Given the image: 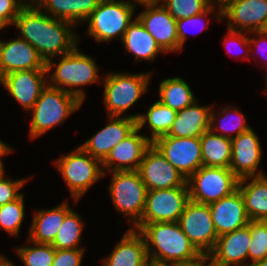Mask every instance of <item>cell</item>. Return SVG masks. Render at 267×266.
<instances>
[{"label":"cell","instance_id":"cell-1","mask_svg":"<svg viewBox=\"0 0 267 266\" xmlns=\"http://www.w3.org/2000/svg\"><path fill=\"white\" fill-rule=\"evenodd\" d=\"M38 6H25L13 25L20 30L21 39L26 40L47 63L55 55L71 52L77 44V34L72 32L74 24L46 15Z\"/></svg>","mask_w":267,"mask_h":266},{"label":"cell","instance_id":"cell-2","mask_svg":"<svg viewBox=\"0 0 267 266\" xmlns=\"http://www.w3.org/2000/svg\"><path fill=\"white\" fill-rule=\"evenodd\" d=\"M139 232L145 239L149 258L186 266L204 257L184 234L179 222L145 224Z\"/></svg>","mask_w":267,"mask_h":266},{"label":"cell","instance_id":"cell-3","mask_svg":"<svg viewBox=\"0 0 267 266\" xmlns=\"http://www.w3.org/2000/svg\"><path fill=\"white\" fill-rule=\"evenodd\" d=\"M60 58L62 59L58 64L52 62V60L46 63L47 73L56 66L50 77V81L53 83L48 85L66 91L83 102L85 93L78 86L89 85L99 79L98 67L94 59L79 52L77 46L71 52L60 56Z\"/></svg>","mask_w":267,"mask_h":266},{"label":"cell","instance_id":"cell-4","mask_svg":"<svg viewBox=\"0 0 267 266\" xmlns=\"http://www.w3.org/2000/svg\"><path fill=\"white\" fill-rule=\"evenodd\" d=\"M81 104L82 101L76 96L47 84L30 110L33 112L30 137H39L59 125L76 112Z\"/></svg>","mask_w":267,"mask_h":266},{"label":"cell","instance_id":"cell-5","mask_svg":"<svg viewBox=\"0 0 267 266\" xmlns=\"http://www.w3.org/2000/svg\"><path fill=\"white\" fill-rule=\"evenodd\" d=\"M136 5L129 0H101L97 8L86 19V34L97 42H110L114 37L123 38L128 25L132 22Z\"/></svg>","mask_w":267,"mask_h":266},{"label":"cell","instance_id":"cell-6","mask_svg":"<svg viewBox=\"0 0 267 266\" xmlns=\"http://www.w3.org/2000/svg\"><path fill=\"white\" fill-rule=\"evenodd\" d=\"M57 168L75 201L105 175L102 162L88 154L81 146L56 160Z\"/></svg>","mask_w":267,"mask_h":266},{"label":"cell","instance_id":"cell-7","mask_svg":"<svg viewBox=\"0 0 267 266\" xmlns=\"http://www.w3.org/2000/svg\"><path fill=\"white\" fill-rule=\"evenodd\" d=\"M147 187L138 170L112 171L109 192L117 211L128 216L135 226L143 215Z\"/></svg>","mask_w":267,"mask_h":266},{"label":"cell","instance_id":"cell-8","mask_svg":"<svg viewBox=\"0 0 267 266\" xmlns=\"http://www.w3.org/2000/svg\"><path fill=\"white\" fill-rule=\"evenodd\" d=\"M238 181L229 168L201 166L186 183L190 200L210 204L234 192Z\"/></svg>","mask_w":267,"mask_h":266},{"label":"cell","instance_id":"cell-9","mask_svg":"<svg viewBox=\"0 0 267 266\" xmlns=\"http://www.w3.org/2000/svg\"><path fill=\"white\" fill-rule=\"evenodd\" d=\"M151 73L108 74L103 80L108 116H121L147 91Z\"/></svg>","mask_w":267,"mask_h":266},{"label":"cell","instance_id":"cell-10","mask_svg":"<svg viewBox=\"0 0 267 266\" xmlns=\"http://www.w3.org/2000/svg\"><path fill=\"white\" fill-rule=\"evenodd\" d=\"M189 198L188 187L147 191L141 220L132 229L139 231L145 224L178 222Z\"/></svg>","mask_w":267,"mask_h":266},{"label":"cell","instance_id":"cell-11","mask_svg":"<svg viewBox=\"0 0 267 266\" xmlns=\"http://www.w3.org/2000/svg\"><path fill=\"white\" fill-rule=\"evenodd\" d=\"M178 222L195 248L207 257L218 238L209 205L189 200Z\"/></svg>","mask_w":267,"mask_h":266},{"label":"cell","instance_id":"cell-12","mask_svg":"<svg viewBox=\"0 0 267 266\" xmlns=\"http://www.w3.org/2000/svg\"><path fill=\"white\" fill-rule=\"evenodd\" d=\"M152 145L187 180L202 166L200 137L161 136Z\"/></svg>","mask_w":267,"mask_h":266},{"label":"cell","instance_id":"cell-13","mask_svg":"<svg viewBox=\"0 0 267 266\" xmlns=\"http://www.w3.org/2000/svg\"><path fill=\"white\" fill-rule=\"evenodd\" d=\"M138 172L148 191L188 187L186 179L153 145L144 153Z\"/></svg>","mask_w":267,"mask_h":266},{"label":"cell","instance_id":"cell-14","mask_svg":"<svg viewBox=\"0 0 267 266\" xmlns=\"http://www.w3.org/2000/svg\"><path fill=\"white\" fill-rule=\"evenodd\" d=\"M160 3L144 5L145 10L136 17L156 40L160 48L167 52L180 51L175 20Z\"/></svg>","mask_w":267,"mask_h":266},{"label":"cell","instance_id":"cell-15","mask_svg":"<svg viewBox=\"0 0 267 266\" xmlns=\"http://www.w3.org/2000/svg\"><path fill=\"white\" fill-rule=\"evenodd\" d=\"M108 118L110 122L103 129L81 144V147L88 154L101 162L115 146L137 127L138 115H129L125 118L124 116L122 118L120 116H109Z\"/></svg>","mask_w":267,"mask_h":266},{"label":"cell","instance_id":"cell-16","mask_svg":"<svg viewBox=\"0 0 267 266\" xmlns=\"http://www.w3.org/2000/svg\"><path fill=\"white\" fill-rule=\"evenodd\" d=\"M232 154L229 169L240 180L264 175L258 171L261 161L260 141L252 128L231 139Z\"/></svg>","mask_w":267,"mask_h":266},{"label":"cell","instance_id":"cell-17","mask_svg":"<svg viewBox=\"0 0 267 266\" xmlns=\"http://www.w3.org/2000/svg\"><path fill=\"white\" fill-rule=\"evenodd\" d=\"M45 74L47 70L14 71L4 75L0 79V84L22 105L25 111H30L42 90L49 83Z\"/></svg>","mask_w":267,"mask_h":266},{"label":"cell","instance_id":"cell-18","mask_svg":"<svg viewBox=\"0 0 267 266\" xmlns=\"http://www.w3.org/2000/svg\"><path fill=\"white\" fill-rule=\"evenodd\" d=\"M139 131L136 127L109 152L102 161V166L105 167L103 170L134 171L139 169L144 153L152 145L150 138L140 135ZM115 162L118 163L114 165Z\"/></svg>","mask_w":267,"mask_h":266},{"label":"cell","instance_id":"cell-19","mask_svg":"<svg viewBox=\"0 0 267 266\" xmlns=\"http://www.w3.org/2000/svg\"><path fill=\"white\" fill-rule=\"evenodd\" d=\"M251 243L250 222L246 226L218 236L216 245L207 256L218 266L243 265Z\"/></svg>","mask_w":267,"mask_h":266},{"label":"cell","instance_id":"cell-20","mask_svg":"<svg viewBox=\"0 0 267 266\" xmlns=\"http://www.w3.org/2000/svg\"><path fill=\"white\" fill-rule=\"evenodd\" d=\"M208 205L218 236L242 228L250 222L238 188L230 195Z\"/></svg>","mask_w":267,"mask_h":266},{"label":"cell","instance_id":"cell-21","mask_svg":"<svg viewBox=\"0 0 267 266\" xmlns=\"http://www.w3.org/2000/svg\"><path fill=\"white\" fill-rule=\"evenodd\" d=\"M46 70V63L38 51L26 40L5 41L0 58V79L14 71Z\"/></svg>","mask_w":267,"mask_h":266},{"label":"cell","instance_id":"cell-22","mask_svg":"<svg viewBox=\"0 0 267 266\" xmlns=\"http://www.w3.org/2000/svg\"><path fill=\"white\" fill-rule=\"evenodd\" d=\"M224 17L229 20L228 29L254 33L267 19V0H235L222 10Z\"/></svg>","mask_w":267,"mask_h":266},{"label":"cell","instance_id":"cell-23","mask_svg":"<svg viewBox=\"0 0 267 266\" xmlns=\"http://www.w3.org/2000/svg\"><path fill=\"white\" fill-rule=\"evenodd\" d=\"M147 258V246L143 235L131 228L115 245L103 266H144Z\"/></svg>","mask_w":267,"mask_h":266},{"label":"cell","instance_id":"cell-24","mask_svg":"<svg viewBox=\"0 0 267 266\" xmlns=\"http://www.w3.org/2000/svg\"><path fill=\"white\" fill-rule=\"evenodd\" d=\"M195 101L192 105L177 112L167 136L200 137L210 129V106H200Z\"/></svg>","mask_w":267,"mask_h":266},{"label":"cell","instance_id":"cell-25","mask_svg":"<svg viewBox=\"0 0 267 266\" xmlns=\"http://www.w3.org/2000/svg\"><path fill=\"white\" fill-rule=\"evenodd\" d=\"M67 203L64 201L53 209L36 212L29 231V242L51 244L54 241L65 215L71 210Z\"/></svg>","mask_w":267,"mask_h":266},{"label":"cell","instance_id":"cell-26","mask_svg":"<svg viewBox=\"0 0 267 266\" xmlns=\"http://www.w3.org/2000/svg\"><path fill=\"white\" fill-rule=\"evenodd\" d=\"M247 179L250 180V182L246 184ZM237 188L242 194L249 219L267 221L266 175L240 179Z\"/></svg>","mask_w":267,"mask_h":266},{"label":"cell","instance_id":"cell-27","mask_svg":"<svg viewBox=\"0 0 267 266\" xmlns=\"http://www.w3.org/2000/svg\"><path fill=\"white\" fill-rule=\"evenodd\" d=\"M121 40L126 50L138 60L152 61L158 52H164L137 18L128 25Z\"/></svg>","mask_w":267,"mask_h":266},{"label":"cell","instance_id":"cell-28","mask_svg":"<svg viewBox=\"0 0 267 266\" xmlns=\"http://www.w3.org/2000/svg\"><path fill=\"white\" fill-rule=\"evenodd\" d=\"M101 0H44L38 7H43L50 16L73 23L86 21L97 8Z\"/></svg>","mask_w":267,"mask_h":266},{"label":"cell","instance_id":"cell-29","mask_svg":"<svg viewBox=\"0 0 267 266\" xmlns=\"http://www.w3.org/2000/svg\"><path fill=\"white\" fill-rule=\"evenodd\" d=\"M202 166L229 168L231 164V139L210 129L200 136Z\"/></svg>","mask_w":267,"mask_h":266},{"label":"cell","instance_id":"cell-30","mask_svg":"<svg viewBox=\"0 0 267 266\" xmlns=\"http://www.w3.org/2000/svg\"><path fill=\"white\" fill-rule=\"evenodd\" d=\"M177 116V111L164 105L159 100L152 104L145 115L138 114L137 128L141 130L148 121L151 129L150 141L167 135Z\"/></svg>","mask_w":267,"mask_h":266},{"label":"cell","instance_id":"cell-31","mask_svg":"<svg viewBox=\"0 0 267 266\" xmlns=\"http://www.w3.org/2000/svg\"><path fill=\"white\" fill-rule=\"evenodd\" d=\"M159 86V101L177 112L197 101L188 84L180 77L165 79Z\"/></svg>","mask_w":267,"mask_h":266},{"label":"cell","instance_id":"cell-32","mask_svg":"<svg viewBox=\"0 0 267 266\" xmlns=\"http://www.w3.org/2000/svg\"><path fill=\"white\" fill-rule=\"evenodd\" d=\"M84 223L72 209L65 215L63 224L51 245L55 249H84L78 247Z\"/></svg>","mask_w":267,"mask_h":266},{"label":"cell","instance_id":"cell-33","mask_svg":"<svg viewBox=\"0 0 267 266\" xmlns=\"http://www.w3.org/2000/svg\"><path fill=\"white\" fill-rule=\"evenodd\" d=\"M228 109L230 110V113L227 112ZM232 109H233L232 107L226 106L225 108H223L221 115L220 114L215 115V113H214L215 111H213V108H212V110L210 111V130L211 131L219 130L220 132H222L219 135H221L225 138H229V139L234 138V136H231V134L226 135L227 132H229V133L233 132L234 133L236 131V134H235V137H236L239 134H241L242 132L249 130L251 127L248 126L247 124H245L246 119L244 117V114H242L239 110L234 109L233 111H234L235 115L237 116V118L235 119L236 116L233 117L231 114V113H233ZM218 115L221 116L222 118L219 119L221 124L217 127V126H214V124L216 122V118Z\"/></svg>","mask_w":267,"mask_h":266},{"label":"cell","instance_id":"cell-34","mask_svg":"<svg viewBox=\"0 0 267 266\" xmlns=\"http://www.w3.org/2000/svg\"><path fill=\"white\" fill-rule=\"evenodd\" d=\"M33 247H21L17 253L25 266H52L55 248L51 244L31 242Z\"/></svg>","mask_w":267,"mask_h":266},{"label":"cell","instance_id":"cell-35","mask_svg":"<svg viewBox=\"0 0 267 266\" xmlns=\"http://www.w3.org/2000/svg\"><path fill=\"white\" fill-rule=\"evenodd\" d=\"M24 196L23 194L13 202L0 206V227L11 236L18 235L24 219Z\"/></svg>","mask_w":267,"mask_h":266},{"label":"cell","instance_id":"cell-36","mask_svg":"<svg viewBox=\"0 0 267 266\" xmlns=\"http://www.w3.org/2000/svg\"><path fill=\"white\" fill-rule=\"evenodd\" d=\"M251 243L248 258L253 264L267 257V221L250 220Z\"/></svg>","mask_w":267,"mask_h":266},{"label":"cell","instance_id":"cell-37","mask_svg":"<svg viewBox=\"0 0 267 266\" xmlns=\"http://www.w3.org/2000/svg\"><path fill=\"white\" fill-rule=\"evenodd\" d=\"M162 5L175 19L191 17L204 12L209 6L208 0H164Z\"/></svg>","mask_w":267,"mask_h":266},{"label":"cell","instance_id":"cell-38","mask_svg":"<svg viewBox=\"0 0 267 266\" xmlns=\"http://www.w3.org/2000/svg\"><path fill=\"white\" fill-rule=\"evenodd\" d=\"M26 183L25 179L22 180H9L4 177V172L0 176V206L13 202L18 199L22 193L19 189Z\"/></svg>","mask_w":267,"mask_h":266},{"label":"cell","instance_id":"cell-39","mask_svg":"<svg viewBox=\"0 0 267 266\" xmlns=\"http://www.w3.org/2000/svg\"><path fill=\"white\" fill-rule=\"evenodd\" d=\"M25 7L21 0H0V27L12 25L20 11Z\"/></svg>","mask_w":267,"mask_h":266},{"label":"cell","instance_id":"cell-40","mask_svg":"<svg viewBox=\"0 0 267 266\" xmlns=\"http://www.w3.org/2000/svg\"><path fill=\"white\" fill-rule=\"evenodd\" d=\"M84 249H55L52 266H80Z\"/></svg>","mask_w":267,"mask_h":266},{"label":"cell","instance_id":"cell-41","mask_svg":"<svg viewBox=\"0 0 267 266\" xmlns=\"http://www.w3.org/2000/svg\"><path fill=\"white\" fill-rule=\"evenodd\" d=\"M215 8H216V6L214 7V6L210 5L204 12H202L200 14L177 20V36H178L179 44H180V51L184 45V42H185L186 36H187L186 35V29L184 27L187 24H189V25L191 24L192 26H194V25L200 23V21H201L200 19L207 16L209 13L214 12Z\"/></svg>","mask_w":267,"mask_h":266},{"label":"cell","instance_id":"cell-42","mask_svg":"<svg viewBox=\"0 0 267 266\" xmlns=\"http://www.w3.org/2000/svg\"><path fill=\"white\" fill-rule=\"evenodd\" d=\"M229 33V38H225V43L229 44L230 43H235V45L237 46V44H239L240 46H248V48H246L247 50H249V52L251 51L249 49L250 45H249V38L245 37L244 32L241 31H237V30H232V29H228ZM226 44V45H227ZM238 45V46H239ZM228 46V45H227Z\"/></svg>","mask_w":267,"mask_h":266},{"label":"cell","instance_id":"cell-43","mask_svg":"<svg viewBox=\"0 0 267 266\" xmlns=\"http://www.w3.org/2000/svg\"><path fill=\"white\" fill-rule=\"evenodd\" d=\"M233 1H235V0H208V2H209V4L211 5V6H214L215 7V5L217 6H220L219 7V12H218V14H216L217 16H216V18H217V21L218 20H221L222 19V10L229 4V3H231V2H233ZM215 2V3H214ZM218 2V3H217Z\"/></svg>","mask_w":267,"mask_h":266},{"label":"cell","instance_id":"cell-44","mask_svg":"<svg viewBox=\"0 0 267 266\" xmlns=\"http://www.w3.org/2000/svg\"><path fill=\"white\" fill-rule=\"evenodd\" d=\"M144 266H183L172 262L159 261L152 258H147Z\"/></svg>","mask_w":267,"mask_h":266},{"label":"cell","instance_id":"cell-45","mask_svg":"<svg viewBox=\"0 0 267 266\" xmlns=\"http://www.w3.org/2000/svg\"><path fill=\"white\" fill-rule=\"evenodd\" d=\"M255 34H257V36L259 37V38H257V40L256 39H250L249 38V45L251 46V45H253V46H251V48H253L255 45L256 46H258V47H260V49H261V44L263 43H265V42H267V36H265V35H263V34H261L260 32H258V31H255ZM266 49V48H265ZM266 60V59H265ZM267 65V64H266Z\"/></svg>","mask_w":267,"mask_h":266},{"label":"cell","instance_id":"cell-46","mask_svg":"<svg viewBox=\"0 0 267 266\" xmlns=\"http://www.w3.org/2000/svg\"><path fill=\"white\" fill-rule=\"evenodd\" d=\"M208 257L204 256L201 260L196 263L186 265V266H218L216 265L211 259L210 262L207 264Z\"/></svg>","mask_w":267,"mask_h":266},{"label":"cell","instance_id":"cell-47","mask_svg":"<svg viewBox=\"0 0 267 266\" xmlns=\"http://www.w3.org/2000/svg\"><path fill=\"white\" fill-rule=\"evenodd\" d=\"M11 151V148L0 140V158L5 154L10 153ZM0 161L2 160L0 159Z\"/></svg>","mask_w":267,"mask_h":266},{"label":"cell","instance_id":"cell-48","mask_svg":"<svg viewBox=\"0 0 267 266\" xmlns=\"http://www.w3.org/2000/svg\"><path fill=\"white\" fill-rule=\"evenodd\" d=\"M137 3H140L141 5H151L155 3H160L161 0H135Z\"/></svg>","mask_w":267,"mask_h":266},{"label":"cell","instance_id":"cell-49","mask_svg":"<svg viewBox=\"0 0 267 266\" xmlns=\"http://www.w3.org/2000/svg\"><path fill=\"white\" fill-rule=\"evenodd\" d=\"M258 32L267 36V19L262 23L261 27L259 28Z\"/></svg>","mask_w":267,"mask_h":266},{"label":"cell","instance_id":"cell-50","mask_svg":"<svg viewBox=\"0 0 267 266\" xmlns=\"http://www.w3.org/2000/svg\"><path fill=\"white\" fill-rule=\"evenodd\" d=\"M250 266H267V257L265 259L254 262L253 264H249Z\"/></svg>","mask_w":267,"mask_h":266},{"label":"cell","instance_id":"cell-51","mask_svg":"<svg viewBox=\"0 0 267 266\" xmlns=\"http://www.w3.org/2000/svg\"><path fill=\"white\" fill-rule=\"evenodd\" d=\"M30 1H34V3L35 4H33V3H27L26 1H23L24 2V4H25V6H34V5H36V6H38L41 2H43L44 0H30Z\"/></svg>","mask_w":267,"mask_h":266},{"label":"cell","instance_id":"cell-52","mask_svg":"<svg viewBox=\"0 0 267 266\" xmlns=\"http://www.w3.org/2000/svg\"><path fill=\"white\" fill-rule=\"evenodd\" d=\"M0 266H15L13 263H11L6 257L1 261Z\"/></svg>","mask_w":267,"mask_h":266},{"label":"cell","instance_id":"cell-53","mask_svg":"<svg viewBox=\"0 0 267 266\" xmlns=\"http://www.w3.org/2000/svg\"><path fill=\"white\" fill-rule=\"evenodd\" d=\"M1 29H3V27H0V30ZM4 46H5V42H2L0 40V58H1V55H2V52H3Z\"/></svg>","mask_w":267,"mask_h":266},{"label":"cell","instance_id":"cell-54","mask_svg":"<svg viewBox=\"0 0 267 266\" xmlns=\"http://www.w3.org/2000/svg\"><path fill=\"white\" fill-rule=\"evenodd\" d=\"M3 172H4L3 163L2 161H0V176L1 174H3Z\"/></svg>","mask_w":267,"mask_h":266},{"label":"cell","instance_id":"cell-55","mask_svg":"<svg viewBox=\"0 0 267 266\" xmlns=\"http://www.w3.org/2000/svg\"><path fill=\"white\" fill-rule=\"evenodd\" d=\"M266 81H267V65H266ZM267 83V82H266ZM267 88V85H266ZM267 90V89H266Z\"/></svg>","mask_w":267,"mask_h":266},{"label":"cell","instance_id":"cell-56","mask_svg":"<svg viewBox=\"0 0 267 266\" xmlns=\"http://www.w3.org/2000/svg\"><path fill=\"white\" fill-rule=\"evenodd\" d=\"M4 259V257L2 255H0V263L1 261Z\"/></svg>","mask_w":267,"mask_h":266}]
</instances>
